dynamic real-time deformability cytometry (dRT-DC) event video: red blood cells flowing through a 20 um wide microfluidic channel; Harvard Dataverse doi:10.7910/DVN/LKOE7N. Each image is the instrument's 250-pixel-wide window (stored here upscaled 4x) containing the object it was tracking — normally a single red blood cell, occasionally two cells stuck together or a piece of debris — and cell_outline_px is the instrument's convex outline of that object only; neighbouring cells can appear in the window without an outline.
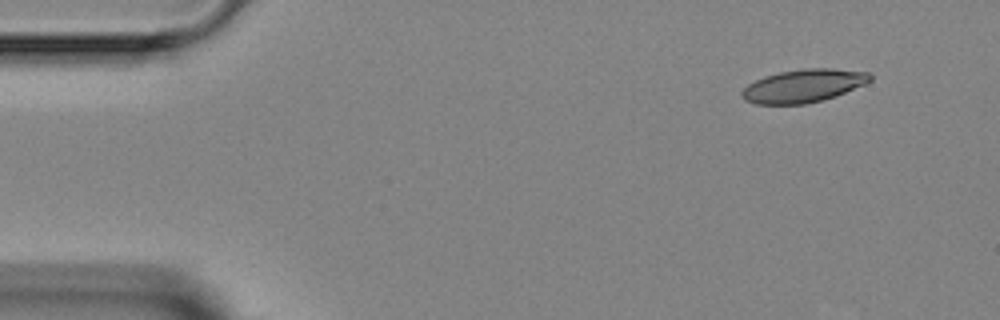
{"species": "Egyptian fruit bat (a non-hibernating species)", "species_latin": "Rousettus aegyptiacus", "temperature_condition": "room temperature", "stored_images_in_passage": 2, "camera_frame_rate_fps": 3000, "um_per_image_px": 0.085, "animal": {"sex": "female"}, "frame": {"image": 1, "passage_image": 2, "time_ms": 1.333, "image_size_px": [1000, 320], "cell_outline_px": [[872, 80], [864, 84], [836, 96], [824, 100], [804, 104], [756, 104], [744, 100], [740, 96], [740, 92], [748, 84], [764, 76], [780, 72], [804, 68], [832, 68], [868, 72], [872, 76]], "centroid_in_image_um": [68.28, 7.3], "position_along_channel_um": 16.7, "area_um2": 24.8}}